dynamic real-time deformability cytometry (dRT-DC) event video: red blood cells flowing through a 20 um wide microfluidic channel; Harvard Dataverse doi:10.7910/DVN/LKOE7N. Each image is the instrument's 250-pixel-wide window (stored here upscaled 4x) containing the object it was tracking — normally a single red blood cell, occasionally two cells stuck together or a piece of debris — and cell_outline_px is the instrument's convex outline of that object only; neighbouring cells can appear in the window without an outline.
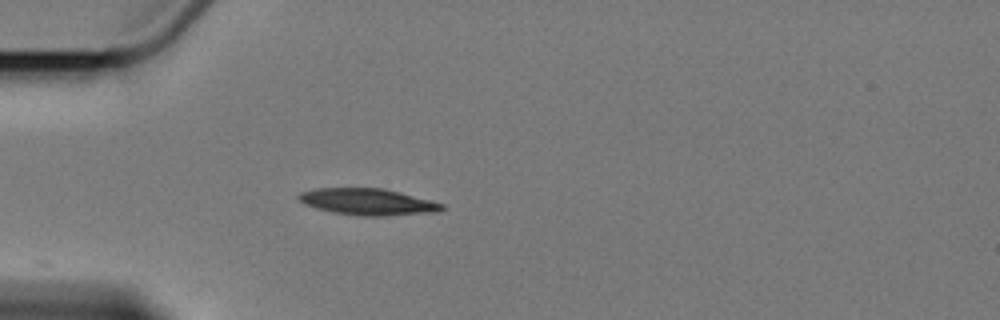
{"species": "Egyptian fruit bat (a non-hibernating species)", "species_latin": "Rousettus aegyptiacus", "temperature_condition": "cold", "stored_images_in_passage": 6, "camera_frame_rate_fps": 3000, "um_per_image_px": 0.085, "animal": {"sex": "female"}, "frame": {"image": 1, "passage_image": 4, "time_ms": 3.667, "image_size_px": [1000, 320], "cell_outline_px": [[444, 208], [436, 212], [384, 216], [360, 216], [336, 212], [316, 208], [304, 204], [296, 196], [300, 192], [316, 188], [384, 188], [432, 200], [444, 204]], "centroid_in_image_um": [31.27, 17.15], "position_along_channel_um": 53.7, "area_um2": 22.14}}